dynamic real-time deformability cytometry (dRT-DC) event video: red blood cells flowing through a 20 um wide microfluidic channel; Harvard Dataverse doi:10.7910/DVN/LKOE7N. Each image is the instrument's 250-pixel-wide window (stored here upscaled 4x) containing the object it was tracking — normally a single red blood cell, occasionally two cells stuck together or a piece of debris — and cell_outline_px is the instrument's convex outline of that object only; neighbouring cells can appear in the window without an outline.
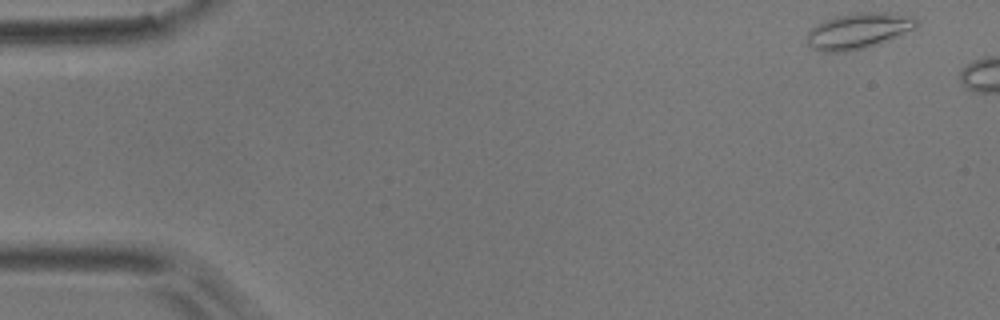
{"species": "common noctule bat (a hibernating species)", "species_latin": "Nyctalus noctula", "temperature_condition": "room temperature", "stored_images_in_passage": 3, "camera_frame_rate_fps": 3000, "um_per_image_px": 0.085, "animal": {"sex": "male", "body_mass_g": 17.9}, "frame": {"image": 1, "passage_image": 1, "time_ms": 0.0, "image_size_px": [1000, 320], "cell_outline_px": [[920, 20], [916, 28], [888, 40], [864, 48], [844, 52], [820, 52], [812, 48], [808, 44], [808, 32], [812, 28], [824, 20], [836, 16], [860, 12], [888, 12], [916, 16]], "centroid_in_image_um": [73.01, 2.61], "position_along_channel_um": 12.0, "area_um2": 22.95}}